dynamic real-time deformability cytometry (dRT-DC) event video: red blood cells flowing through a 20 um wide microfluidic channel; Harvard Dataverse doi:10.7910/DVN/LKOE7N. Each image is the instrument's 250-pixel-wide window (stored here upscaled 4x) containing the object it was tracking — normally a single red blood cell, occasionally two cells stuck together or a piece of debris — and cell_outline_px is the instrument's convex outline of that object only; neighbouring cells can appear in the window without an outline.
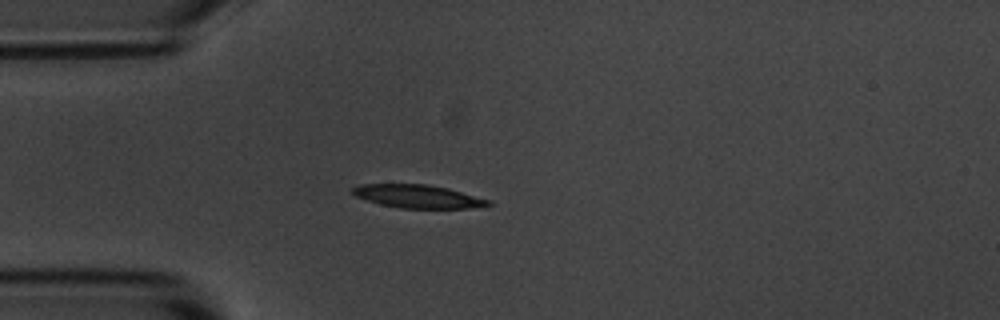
{"species": "common noctule bat (a hibernating species)", "species_latin": "Nyctalus noctula", "temperature_condition": "room temperature", "stored_images_in_passage": 5, "camera_frame_rate_fps": 3000, "um_per_image_px": 0.085, "animal": {"sex": "male", "body_mass_g": 20.1, "forearm_length_mm": 53.5}, "frame": {"image": 1, "passage_image": 4, "time_ms": 3.667, "image_size_px": [1000, 320], "cell_outline_px": [[492, 204], [468, 208], [400, 208], [380, 204], [356, 196], [352, 192], [352, 188], [360, 184], [428, 184], [448, 188], [492, 200]], "centroid_in_image_um": [35.54, 16.68], "position_along_channel_um": 49.5, "area_um2": 18.26}}